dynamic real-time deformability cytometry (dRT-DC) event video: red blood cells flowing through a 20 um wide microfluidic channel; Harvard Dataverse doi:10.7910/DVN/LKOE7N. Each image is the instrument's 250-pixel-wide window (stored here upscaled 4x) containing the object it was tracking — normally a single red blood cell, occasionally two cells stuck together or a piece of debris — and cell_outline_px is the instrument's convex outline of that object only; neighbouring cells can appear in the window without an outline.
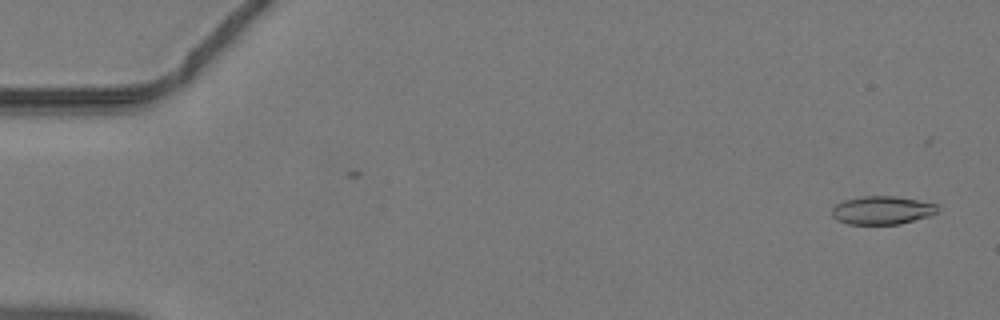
{"species": "common noctule bat (a hibernating species)", "species_latin": "Nyctalus noctula", "temperature_condition": "warm", "stored_images_in_passage": 8, "camera_frame_rate_fps": 3000, "um_per_image_px": 0.085, "animal": {"sex": "male", "body_mass_g": 19.2, "forearm_length_mm": 51.8}, "frame": {"image": 1, "passage_image": 2, "time_ms": 0.333, "image_size_px": [1000, 320], "cell_outline_px": [[936, 212], [928, 216], [900, 224], [848, 224], [836, 220], [832, 216], [832, 208], [836, 204], [844, 200], [864, 196], [896, 196], [936, 204]], "centroid_in_image_um": [74.92, 17.87], "position_along_channel_um": 10.1, "area_um2": 17.22}}